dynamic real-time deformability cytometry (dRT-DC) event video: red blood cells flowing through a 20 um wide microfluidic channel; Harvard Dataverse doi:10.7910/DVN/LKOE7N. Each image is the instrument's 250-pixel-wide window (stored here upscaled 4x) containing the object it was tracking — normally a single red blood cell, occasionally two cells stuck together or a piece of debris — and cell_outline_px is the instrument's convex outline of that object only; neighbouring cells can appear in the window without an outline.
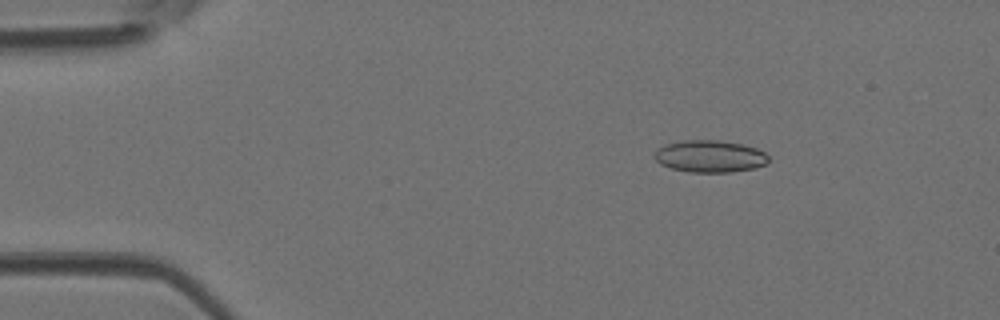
{"species": "Egyptian fruit bat (a non-hibernating species)", "species_latin": "Rousettus aegyptiacus", "temperature_condition": "room temperature", "stored_images_in_passage": 11, "camera_frame_rate_fps": 3000, "um_per_image_px": 0.085, "animal": {"sex": "female"}, "frame": {"image": 1, "passage_image": 5, "time_ms": 1.333, "image_size_px": [1000, 320], "cell_outline_px": [[768, 164], [752, 168], [732, 172], [688, 172], [672, 168], [660, 164], [652, 156], [660, 148], [668, 144], [684, 140], [720, 140], [744, 144], [756, 148], [764, 152], [768, 156]], "centroid_in_image_um": [60.36, 13.29], "position_along_channel_um": 24.6, "area_um2": 21.27}}